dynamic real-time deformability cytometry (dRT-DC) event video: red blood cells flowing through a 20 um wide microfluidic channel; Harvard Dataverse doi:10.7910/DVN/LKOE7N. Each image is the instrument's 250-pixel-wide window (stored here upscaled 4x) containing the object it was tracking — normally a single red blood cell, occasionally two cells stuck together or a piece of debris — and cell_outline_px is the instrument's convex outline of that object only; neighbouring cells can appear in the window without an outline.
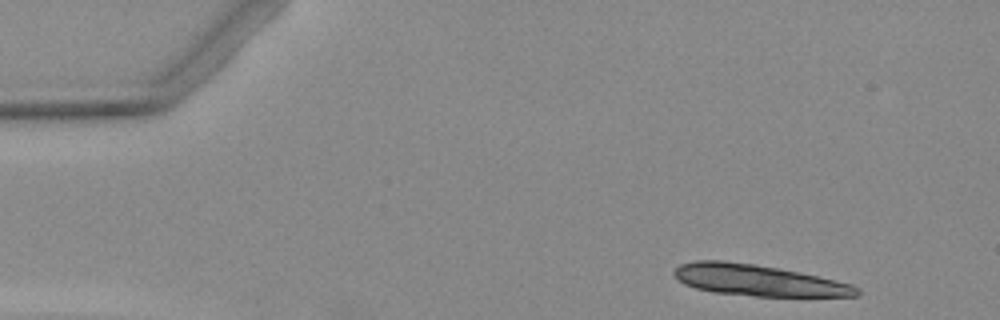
{"species": "Egyptian fruit bat (a non-hibernating species)", "species_latin": "Rousettus aegyptiacus", "temperature_condition": "warm", "stored_images_in_passage": 3, "camera_frame_rate_fps": 3000, "um_per_image_px": 0.085, "animal": {"sex": "female"}, "frame": {"image": 1, "passage_image": 1, "time_ms": 0.0, "image_size_px": [1000, 320], "cell_outline_px": [[860, 292], [856, 296], [756, 296], [716, 292], [696, 288], [684, 284], [676, 280], [672, 272], [680, 264], [696, 260], [724, 260], [756, 264], [816, 276], [852, 284], [860, 288]], "centroid_in_image_um": [64.39, 23.82], "position_along_channel_um": 20.6, "area_um2": 32.95}}